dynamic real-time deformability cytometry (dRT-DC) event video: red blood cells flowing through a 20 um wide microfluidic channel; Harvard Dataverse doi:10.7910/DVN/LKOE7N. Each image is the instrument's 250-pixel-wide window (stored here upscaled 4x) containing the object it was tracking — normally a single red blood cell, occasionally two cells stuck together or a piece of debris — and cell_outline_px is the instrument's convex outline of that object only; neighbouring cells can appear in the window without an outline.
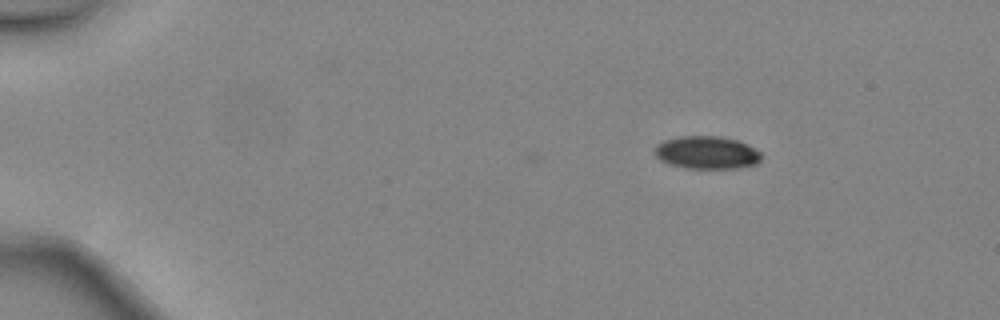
{"species": "common noctule bat (a hibernating species)", "species_latin": "Nyctalus noctula", "temperature_condition": "warm", "stored_images_in_passage": 3, "camera_frame_rate_fps": 3000, "um_per_image_px": 0.085, "animal": {"sex": "female", "body_mass_g": 24.6, "forearm_length_mm": 56.2}, "frame": {"image": 1, "passage_image": 3, "time_ms": 0.667, "image_size_px": [1000, 320], "cell_outline_px": [[760, 160], [756, 164], [740, 168], [688, 168], [672, 164], [660, 160], [656, 156], [656, 144], [664, 140], [680, 136], [720, 136], [736, 140], [748, 144], [760, 152]], "centroid_in_image_um": [60.09, 12.96], "position_along_channel_um": 24.9, "area_um2": 20.23}}